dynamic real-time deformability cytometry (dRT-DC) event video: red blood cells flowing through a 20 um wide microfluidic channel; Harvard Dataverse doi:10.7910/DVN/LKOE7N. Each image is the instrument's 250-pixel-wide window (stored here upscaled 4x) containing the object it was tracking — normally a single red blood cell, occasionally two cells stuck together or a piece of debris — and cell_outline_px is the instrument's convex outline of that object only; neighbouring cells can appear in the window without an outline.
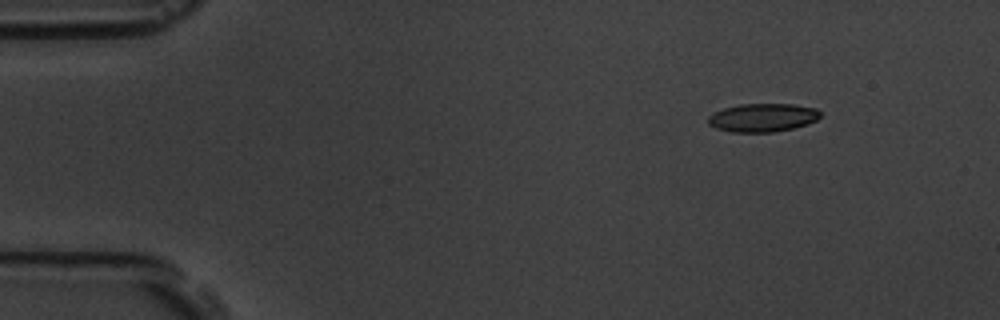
{"species": "common noctule bat (a hibernating species)", "species_latin": "Nyctalus noctula", "temperature_condition": "room temperature", "stored_images_in_passage": 5, "camera_frame_rate_fps": 3000, "um_per_image_px": 0.085, "animal": {"sex": "male", "body_mass_g": 19.5, "forearm_length_mm": 54.6}, "frame": {"image": 1, "passage_image": 1, "time_ms": 0.0, "image_size_px": [1000, 320], "cell_outline_px": [[824, 112], [816, 120], [808, 124], [792, 128], [772, 132], [728, 132], [716, 128], [708, 124], [708, 116], [712, 112], [724, 108], [740, 104], [792, 104], [816, 108]], "centroid_in_image_um": [64.82, 9.99], "position_along_channel_um": 20.2, "area_um2": 18.73}}
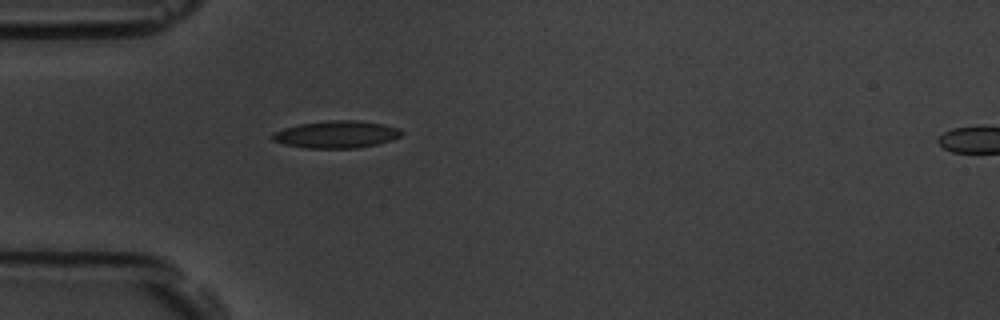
{"frame": {"image": 2, "passage_image": 4, "time_ms": 3.333, "image_size_px": [1000, 320], "cell_outline_px": [[404, 132], [400, 136], [392, 140], [376, 144], [356, 148], [304, 148], [284, 144], [272, 140], [272, 132], [284, 128], [300, 124], [328, 120], [360, 120], [384, 124], [400, 128]], "centroid_in_image_um": [28.61, 11.42], "position_along_channel_um": 56.4, "area_um2": 20.63}}